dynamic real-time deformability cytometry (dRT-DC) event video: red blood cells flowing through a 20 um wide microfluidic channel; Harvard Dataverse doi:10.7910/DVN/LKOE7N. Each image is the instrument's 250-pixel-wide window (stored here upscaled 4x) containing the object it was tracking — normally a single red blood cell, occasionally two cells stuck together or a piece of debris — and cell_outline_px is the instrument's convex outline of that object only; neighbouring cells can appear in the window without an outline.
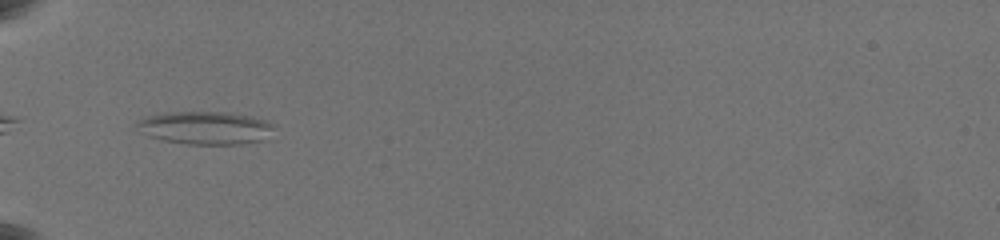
{"species": "common noctule bat (a hibernating species)", "species_latin": "Nyctalus noctula", "temperature_condition": "warm", "stored_images_in_passage": 6, "camera_frame_rate_fps": 3000, "um_per_image_px": 0.085, "animal": {"sex": "female", "body_mass_g": 19.5, "forearm_length_mm": 54.1}, "frame": {"image": 1, "passage_image": 1, "time_ms": 0.0, "image_size_px": [1000, 240], "cell_outline_px": [[276, 124], [260, 140], [244, 144], [188, 144], [160, 140], [148, 136], [136, 124], [136, 120], [148, 116], [168, 112], [228, 112], [268, 120]], "centroid_in_image_um": [17.43, 10.86], "position_along_channel_um": 67.6, "area_um2": 26.07}}